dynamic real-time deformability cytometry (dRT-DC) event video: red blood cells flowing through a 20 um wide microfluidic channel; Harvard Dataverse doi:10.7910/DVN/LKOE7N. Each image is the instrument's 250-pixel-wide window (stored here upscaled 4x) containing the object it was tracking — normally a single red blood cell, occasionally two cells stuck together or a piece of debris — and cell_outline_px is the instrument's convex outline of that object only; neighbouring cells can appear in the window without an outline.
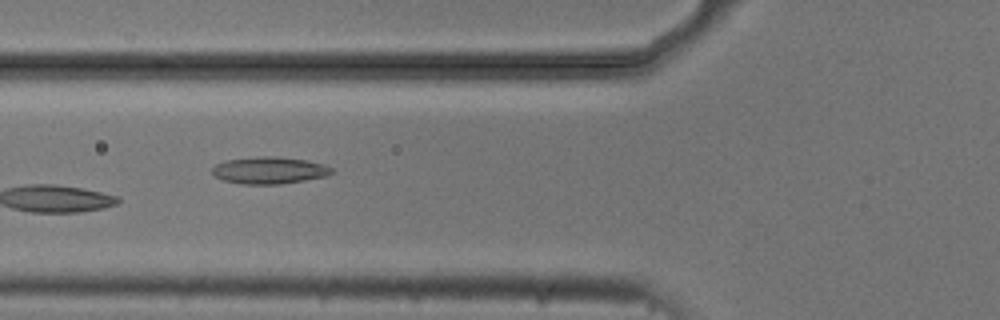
{"species": "common noctule bat (a hibernating species)", "species_latin": "Nyctalus noctula", "temperature_condition": "cold", "stored_images_in_passage": 7, "camera_frame_rate_fps": 3000, "um_per_image_px": 0.085, "animal": {"sex": "male", "body_mass_g": 20.5, "forearm_length_mm": 52.5}, "frame": {"image": 1, "passage_image": 6, "time_ms": 1.667, "image_size_px": [1000, 320], "cell_outline_px": [[332, 172], [328, 176], [280, 184], [240, 184], [224, 180], [216, 176], [212, 172], [212, 168], [216, 164], [228, 160], [260, 156], [272, 156], [308, 160], [324, 164], [332, 168]], "centroid_in_image_um": [22.92, 14.48], "position_along_channel_um": 102.9, "area_um2": 18.67}}
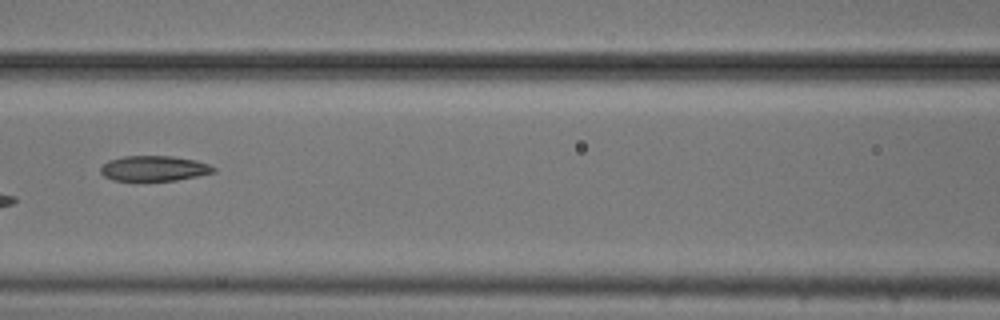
{"frame": {"image": 2, "passage_image": 7, "time_ms": 2.0, "image_size_px": [1000, 320], "cell_outline_px": [[216, 172], [176, 180], [112, 180], [104, 176], [100, 172], [100, 168], [108, 160], [124, 156], [172, 156], [196, 160], [208, 164], [216, 168]], "centroid_in_image_um": [13.09, 14.3], "position_along_channel_um": 153.5, "area_um2": 16.53}}